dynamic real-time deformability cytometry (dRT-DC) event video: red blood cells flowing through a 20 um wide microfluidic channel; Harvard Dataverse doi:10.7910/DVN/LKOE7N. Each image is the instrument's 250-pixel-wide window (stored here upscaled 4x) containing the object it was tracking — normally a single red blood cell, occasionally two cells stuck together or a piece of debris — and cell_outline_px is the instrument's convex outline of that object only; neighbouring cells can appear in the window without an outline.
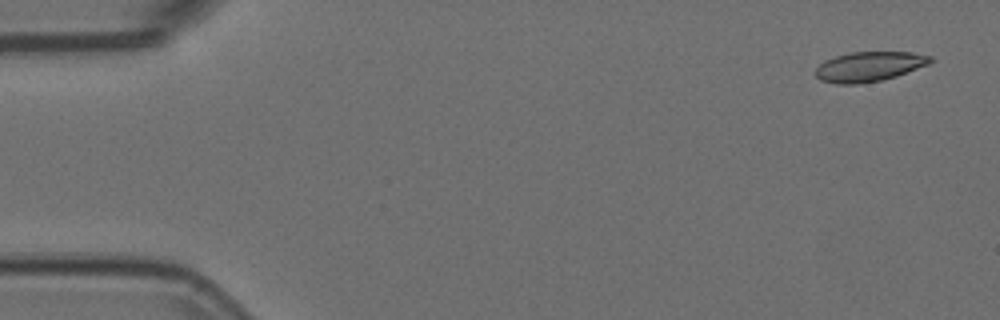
{"species": "Egyptian fruit bat (a non-hibernating species)", "species_latin": "Rousettus aegyptiacus", "temperature_condition": "room temperature", "stored_images_in_passage": 3, "camera_frame_rate_fps": 3000, "um_per_image_px": 0.085, "animal": {"sex": "female"}, "frame": {"image": 1, "passage_image": 1, "time_ms": 0.0, "image_size_px": [1000, 320], "cell_outline_px": [[936, 60], [928, 64], [896, 76], [880, 80], [856, 84], [836, 84], [820, 80], [816, 76], [816, 68], [824, 60], [836, 56], [852, 52], [912, 52], [932, 56]], "centroid_in_image_um": [73.89, 5.65], "position_along_channel_um": 11.1, "area_um2": 19.88}}
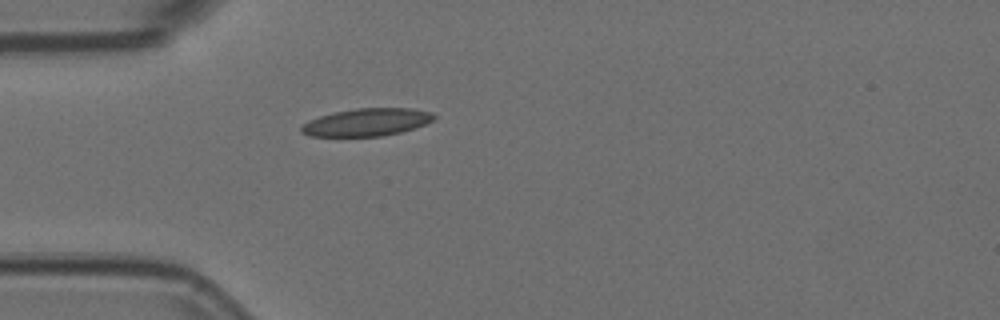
{"frame": {"image": 2, "passage_image": 3, "time_ms": 0.667, "image_size_px": [1000, 320], "cell_outline_px": [[436, 116], [432, 120], [424, 124], [400, 132], [384, 136], [308, 136], [300, 132], [300, 128], [308, 120], [320, 116], [336, 112], [356, 108], [412, 108], [432, 112]], "centroid_in_image_um": [31.15, 10.39], "position_along_channel_um": 53.8, "area_um2": 21.21}}